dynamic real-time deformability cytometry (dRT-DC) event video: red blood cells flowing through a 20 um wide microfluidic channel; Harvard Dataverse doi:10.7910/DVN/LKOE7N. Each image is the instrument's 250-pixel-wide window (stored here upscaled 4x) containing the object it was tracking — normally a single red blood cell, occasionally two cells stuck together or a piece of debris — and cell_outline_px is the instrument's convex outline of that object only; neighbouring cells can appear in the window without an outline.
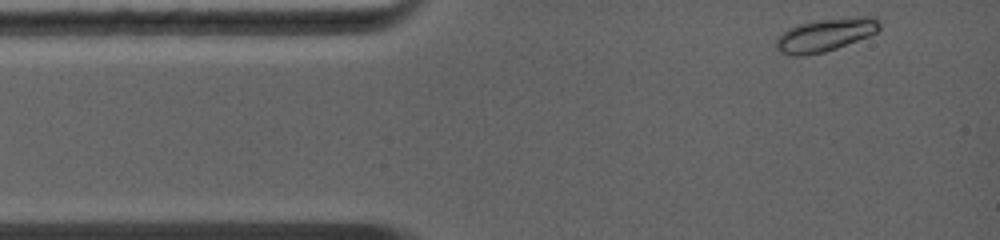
{"species": "common noctule bat (a hibernating species)", "species_latin": "Nyctalus noctula", "temperature_condition": "warm", "stored_images_in_passage": 38, "camera_frame_rate_fps": 5000, "um_per_image_px": 0.085, "animal": {"sex": "female", "body_mass_g": 19.0, "forearm_length_mm": 56.7}, "frame": {"image": 1, "passage_image": 1, "time_ms": 0.0, "image_size_px": [1000, 240], "cell_outline_px": [[880, 28], [876, 32], [868, 36], [836, 48], [824, 52], [804, 56], [792, 56], [780, 52], [776, 48], [776, 40], [788, 28], [796, 24], [812, 20], [864, 16], [876, 20], [880, 24]], "centroid_in_image_um": [70.09, 2.97], "position_along_channel_um": 14.9, "area_um2": 19.71}}
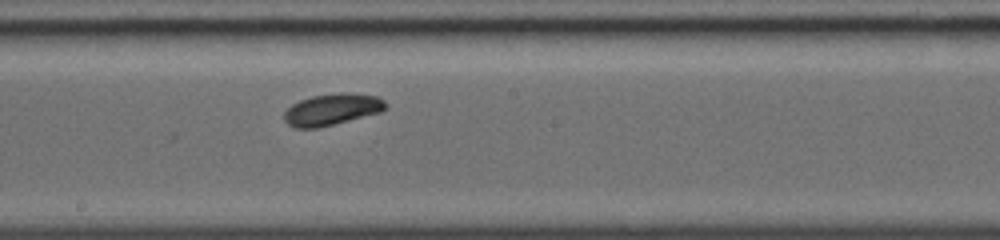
{"frame": {"image": 2, "passage_image": 23, "time_ms": 5.8, "image_size_px": [1000, 240], "cell_outline_px": [[388, 108], [380, 112], [316, 128], [296, 128], [288, 124], [284, 120], [284, 112], [292, 104], [300, 100], [312, 96], [344, 92], [348, 92], [380, 96], [388, 104]], "centroid_in_image_um": [28.25, 9.28], "position_along_channel_um": 219.9, "area_um2": 18.61}}
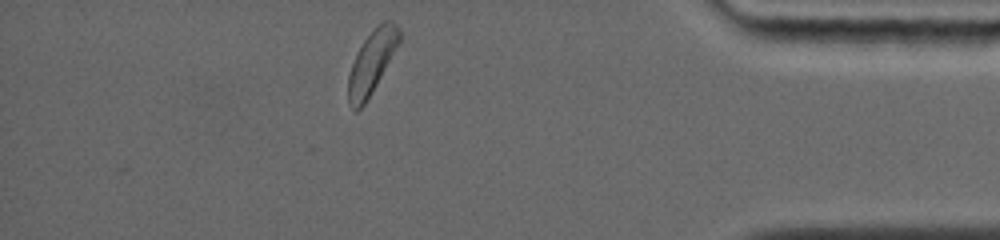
{"frame": {"image": 3, "passage_image": 38, "time_ms": 10.8, "image_size_px": [1000, 240], "cell_outline_px": [[400, 40], [396, 48], [364, 104], [356, 112], [348, 104], [348, 76], [356, 52], [364, 40], [376, 24], [380, 20], [392, 20], [400, 28]], "centroid_in_image_um": [31.58, 5.22], "position_along_channel_um": 403.6, "area_um2": 18.44}, "authors_computed_cell_mechanics": {"area_um2": 18.4382, "velocity_mm_per_s": 4.403, "shape_relaxation_time_tau1_ms": 3.1336, "shape_relaxation_time_tau2_ms": null, "deformation_change_tau1": 0.1258, "deformation_change_tau2": null}}